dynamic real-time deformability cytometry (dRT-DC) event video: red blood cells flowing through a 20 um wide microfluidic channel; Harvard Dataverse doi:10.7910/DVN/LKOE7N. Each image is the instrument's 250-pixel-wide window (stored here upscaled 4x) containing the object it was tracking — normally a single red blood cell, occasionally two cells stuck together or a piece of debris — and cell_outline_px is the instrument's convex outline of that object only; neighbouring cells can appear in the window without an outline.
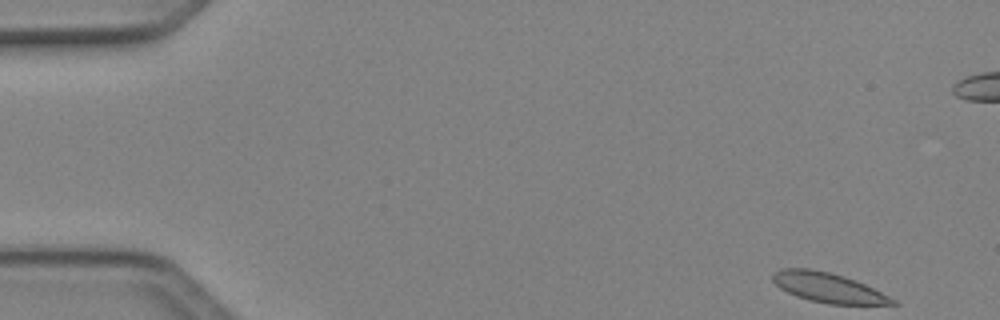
{"species": "Egyptian fruit bat (a non-hibernating species)", "species_latin": "Rousettus aegyptiacus", "temperature_condition": "cold", "stored_images_in_passage": 49, "camera_frame_rate_fps": 3000, "um_per_image_px": 0.085, "animal": {"sex": "female"}, "frame": {"image": 1, "passage_image": 1, "time_ms": 0.0, "image_size_px": [1000, 320], "cell_outline_px": [[900, 304], [828, 304], [796, 296], [780, 288], [772, 280], [772, 272], [780, 268], [812, 268], [844, 276], [856, 280], [896, 300]], "centroid_in_image_um": [70.35, 24.43], "position_along_channel_um": 14.7, "area_um2": 20.58}}
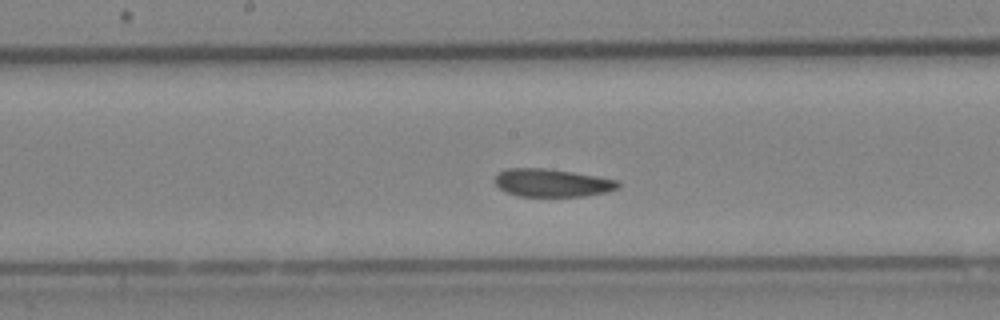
{"frame": {"image": 2, "passage_image": 24, "time_ms": 7.667, "image_size_px": [1000, 320], "cell_outline_px": [[620, 188], [604, 192], [584, 196], [520, 196], [508, 192], [500, 188], [492, 180], [500, 172], [508, 168], [544, 168], [572, 172], [620, 180]], "centroid_in_image_um": [46.94, 15.54], "position_along_channel_um": 201.3, "area_um2": 19.94}}
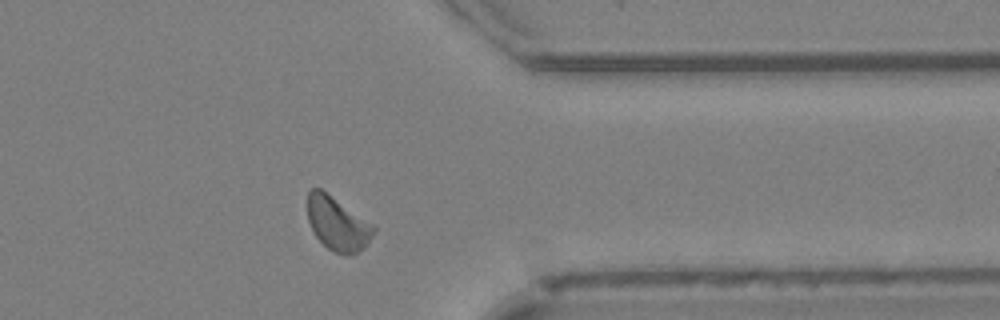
{"frame": {"image": 3, "passage_image": 38, "time_ms": 12.333, "image_size_px": [1000, 320], "cell_outline_px": [[376, 232], [364, 248], [356, 252], [344, 256], [332, 252], [316, 236], [308, 220], [308, 192], [312, 188], [320, 188], [372, 224], [376, 228]], "centroid_in_image_um": [28.7, 19.04], "position_along_channel_um": 382.7, "area_um2": 20.4}}